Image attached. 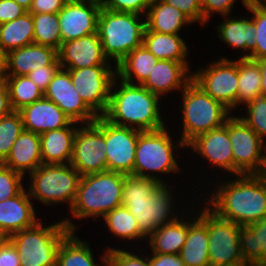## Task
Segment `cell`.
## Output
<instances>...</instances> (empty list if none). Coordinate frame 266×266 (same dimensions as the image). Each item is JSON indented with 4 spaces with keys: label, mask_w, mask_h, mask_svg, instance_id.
I'll use <instances>...</instances> for the list:
<instances>
[{
    "label": "cell",
    "mask_w": 266,
    "mask_h": 266,
    "mask_svg": "<svg viewBox=\"0 0 266 266\" xmlns=\"http://www.w3.org/2000/svg\"><path fill=\"white\" fill-rule=\"evenodd\" d=\"M239 177L218 186L208 203L219 217L248 226L266 217V180L261 174Z\"/></svg>",
    "instance_id": "cell-1"
},
{
    "label": "cell",
    "mask_w": 266,
    "mask_h": 266,
    "mask_svg": "<svg viewBox=\"0 0 266 266\" xmlns=\"http://www.w3.org/2000/svg\"><path fill=\"white\" fill-rule=\"evenodd\" d=\"M167 184L157 180L126 175L123 183L122 206L137 220L140 231L149 237L156 229L173 222L172 193Z\"/></svg>",
    "instance_id": "cell-2"
},
{
    "label": "cell",
    "mask_w": 266,
    "mask_h": 266,
    "mask_svg": "<svg viewBox=\"0 0 266 266\" xmlns=\"http://www.w3.org/2000/svg\"><path fill=\"white\" fill-rule=\"evenodd\" d=\"M115 78L108 107L102 117L108 122L122 127L141 131H155L165 127L160 115L158 101L160 96L151 93L140 84H130L121 80L119 89ZM129 124V125H128Z\"/></svg>",
    "instance_id": "cell-3"
},
{
    "label": "cell",
    "mask_w": 266,
    "mask_h": 266,
    "mask_svg": "<svg viewBox=\"0 0 266 266\" xmlns=\"http://www.w3.org/2000/svg\"><path fill=\"white\" fill-rule=\"evenodd\" d=\"M69 219L43 226L39 222L12 234L8 239L15 246L21 266H56L60 243L76 229Z\"/></svg>",
    "instance_id": "cell-4"
},
{
    "label": "cell",
    "mask_w": 266,
    "mask_h": 266,
    "mask_svg": "<svg viewBox=\"0 0 266 266\" xmlns=\"http://www.w3.org/2000/svg\"><path fill=\"white\" fill-rule=\"evenodd\" d=\"M125 177V174L108 170L82 176L70 210L74 217H104L121 206Z\"/></svg>",
    "instance_id": "cell-5"
},
{
    "label": "cell",
    "mask_w": 266,
    "mask_h": 266,
    "mask_svg": "<svg viewBox=\"0 0 266 266\" xmlns=\"http://www.w3.org/2000/svg\"><path fill=\"white\" fill-rule=\"evenodd\" d=\"M139 14L100 9L97 33L105 56L117 65L132 50L143 45L146 21Z\"/></svg>",
    "instance_id": "cell-6"
},
{
    "label": "cell",
    "mask_w": 266,
    "mask_h": 266,
    "mask_svg": "<svg viewBox=\"0 0 266 266\" xmlns=\"http://www.w3.org/2000/svg\"><path fill=\"white\" fill-rule=\"evenodd\" d=\"M182 91L183 132L179 147H187L198 135L225 124L231 113L191 81Z\"/></svg>",
    "instance_id": "cell-7"
},
{
    "label": "cell",
    "mask_w": 266,
    "mask_h": 266,
    "mask_svg": "<svg viewBox=\"0 0 266 266\" xmlns=\"http://www.w3.org/2000/svg\"><path fill=\"white\" fill-rule=\"evenodd\" d=\"M29 175L30 198L48 205L68 201L72 208L82 176L70 163L41 164Z\"/></svg>",
    "instance_id": "cell-8"
},
{
    "label": "cell",
    "mask_w": 266,
    "mask_h": 266,
    "mask_svg": "<svg viewBox=\"0 0 266 266\" xmlns=\"http://www.w3.org/2000/svg\"><path fill=\"white\" fill-rule=\"evenodd\" d=\"M168 133L165 127L139 133L133 176L154 179L165 184V181L163 182L161 178L150 172H179L180 169L173 154L174 148L177 147L172 144Z\"/></svg>",
    "instance_id": "cell-9"
},
{
    "label": "cell",
    "mask_w": 266,
    "mask_h": 266,
    "mask_svg": "<svg viewBox=\"0 0 266 266\" xmlns=\"http://www.w3.org/2000/svg\"><path fill=\"white\" fill-rule=\"evenodd\" d=\"M105 119L102 116L78 128L70 164L81 176L107 171Z\"/></svg>",
    "instance_id": "cell-10"
},
{
    "label": "cell",
    "mask_w": 266,
    "mask_h": 266,
    "mask_svg": "<svg viewBox=\"0 0 266 266\" xmlns=\"http://www.w3.org/2000/svg\"><path fill=\"white\" fill-rule=\"evenodd\" d=\"M228 132L233 152V174H261L266 156L264 141L241 117L228 118Z\"/></svg>",
    "instance_id": "cell-11"
},
{
    "label": "cell",
    "mask_w": 266,
    "mask_h": 266,
    "mask_svg": "<svg viewBox=\"0 0 266 266\" xmlns=\"http://www.w3.org/2000/svg\"><path fill=\"white\" fill-rule=\"evenodd\" d=\"M199 216L208 229L210 266L245 261L240 246L241 226L219 217L209 205Z\"/></svg>",
    "instance_id": "cell-12"
},
{
    "label": "cell",
    "mask_w": 266,
    "mask_h": 266,
    "mask_svg": "<svg viewBox=\"0 0 266 266\" xmlns=\"http://www.w3.org/2000/svg\"><path fill=\"white\" fill-rule=\"evenodd\" d=\"M110 67V65H98L81 69H66L81 99L97 116L105 113L111 88L117 76V69L114 72Z\"/></svg>",
    "instance_id": "cell-13"
},
{
    "label": "cell",
    "mask_w": 266,
    "mask_h": 266,
    "mask_svg": "<svg viewBox=\"0 0 266 266\" xmlns=\"http://www.w3.org/2000/svg\"><path fill=\"white\" fill-rule=\"evenodd\" d=\"M192 81L230 111L237 107L238 60L221 58L192 74Z\"/></svg>",
    "instance_id": "cell-14"
},
{
    "label": "cell",
    "mask_w": 266,
    "mask_h": 266,
    "mask_svg": "<svg viewBox=\"0 0 266 266\" xmlns=\"http://www.w3.org/2000/svg\"><path fill=\"white\" fill-rule=\"evenodd\" d=\"M141 130L114 125L105 120L107 170L133 175L138 136Z\"/></svg>",
    "instance_id": "cell-15"
},
{
    "label": "cell",
    "mask_w": 266,
    "mask_h": 266,
    "mask_svg": "<svg viewBox=\"0 0 266 266\" xmlns=\"http://www.w3.org/2000/svg\"><path fill=\"white\" fill-rule=\"evenodd\" d=\"M101 2L68 0L58 12L61 44L97 32Z\"/></svg>",
    "instance_id": "cell-16"
},
{
    "label": "cell",
    "mask_w": 266,
    "mask_h": 266,
    "mask_svg": "<svg viewBox=\"0 0 266 266\" xmlns=\"http://www.w3.org/2000/svg\"><path fill=\"white\" fill-rule=\"evenodd\" d=\"M72 121L93 123L98 116L85 104L74 87L68 70L60 68L44 92Z\"/></svg>",
    "instance_id": "cell-17"
},
{
    "label": "cell",
    "mask_w": 266,
    "mask_h": 266,
    "mask_svg": "<svg viewBox=\"0 0 266 266\" xmlns=\"http://www.w3.org/2000/svg\"><path fill=\"white\" fill-rule=\"evenodd\" d=\"M58 60L63 69H81L110 63L97 32L62 43L58 49Z\"/></svg>",
    "instance_id": "cell-18"
},
{
    "label": "cell",
    "mask_w": 266,
    "mask_h": 266,
    "mask_svg": "<svg viewBox=\"0 0 266 266\" xmlns=\"http://www.w3.org/2000/svg\"><path fill=\"white\" fill-rule=\"evenodd\" d=\"M187 147L205 159L233 174V152L228 132V119L216 129L198 135Z\"/></svg>",
    "instance_id": "cell-19"
},
{
    "label": "cell",
    "mask_w": 266,
    "mask_h": 266,
    "mask_svg": "<svg viewBox=\"0 0 266 266\" xmlns=\"http://www.w3.org/2000/svg\"><path fill=\"white\" fill-rule=\"evenodd\" d=\"M18 112L24 130L37 134L67 127L73 122L53 101L45 97L21 108Z\"/></svg>",
    "instance_id": "cell-20"
},
{
    "label": "cell",
    "mask_w": 266,
    "mask_h": 266,
    "mask_svg": "<svg viewBox=\"0 0 266 266\" xmlns=\"http://www.w3.org/2000/svg\"><path fill=\"white\" fill-rule=\"evenodd\" d=\"M188 71L189 65L183 62L158 60L141 85L158 96L179 88L183 90L192 81L193 72Z\"/></svg>",
    "instance_id": "cell-21"
},
{
    "label": "cell",
    "mask_w": 266,
    "mask_h": 266,
    "mask_svg": "<svg viewBox=\"0 0 266 266\" xmlns=\"http://www.w3.org/2000/svg\"><path fill=\"white\" fill-rule=\"evenodd\" d=\"M30 199L23 189L17 196L0 202V232L7 238L38 223Z\"/></svg>",
    "instance_id": "cell-22"
},
{
    "label": "cell",
    "mask_w": 266,
    "mask_h": 266,
    "mask_svg": "<svg viewBox=\"0 0 266 266\" xmlns=\"http://www.w3.org/2000/svg\"><path fill=\"white\" fill-rule=\"evenodd\" d=\"M58 50L37 44L13 49L7 53L6 76H27L31 71L53 64Z\"/></svg>",
    "instance_id": "cell-23"
},
{
    "label": "cell",
    "mask_w": 266,
    "mask_h": 266,
    "mask_svg": "<svg viewBox=\"0 0 266 266\" xmlns=\"http://www.w3.org/2000/svg\"><path fill=\"white\" fill-rule=\"evenodd\" d=\"M15 172L32 173L42 162L40 134L23 130L14 142L10 154L2 163Z\"/></svg>",
    "instance_id": "cell-24"
},
{
    "label": "cell",
    "mask_w": 266,
    "mask_h": 266,
    "mask_svg": "<svg viewBox=\"0 0 266 266\" xmlns=\"http://www.w3.org/2000/svg\"><path fill=\"white\" fill-rule=\"evenodd\" d=\"M73 121L69 126L50 130L40 134L41 156L43 164H67L73 155V141L77 127ZM66 161V162H65Z\"/></svg>",
    "instance_id": "cell-25"
},
{
    "label": "cell",
    "mask_w": 266,
    "mask_h": 266,
    "mask_svg": "<svg viewBox=\"0 0 266 266\" xmlns=\"http://www.w3.org/2000/svg\"><path fill=\"white\" fill-rule=\"evenodd\" d=\"M145 16L146 27L163 34H178L185 24L193 23L183 12L162 0H151Z\"/></svg>",
    "instance_id": "cell-26"
},
{
    "label": "cell",
    "mask_w": 266,
    "mask_h": 266,
    "mask_svg": "<svg viewBox=\"0 0 266 266\" xmlns=\"http://www.w3.org/2000/svg\"><path fill=\"white\" fill-rule=\"evenodd\" d=\"M188 221V233L180 257L185 266H210L207 226L198 218Z\"/></svg>",
    "instance_id": "cell-27"
},
{
    "label": "cell",
    "mask_w": 266,
    "mask_h": 266,
    "mask_svg": "<svg viewBox=\"0 0 266 266\" xmlns=\"http://www.w3.org/2000/svg\"><path fill=\"white\" fill-rule=\"evenodd\" d=\"M143 45L153 53L158 60H172L188 64L186 56L188 46L179 34H163L150 31L147 27L144 31ZM186 60V61H185Z\"/></svg>",
    "instance_id": "cell-28"
},
{
    "label": "cell",
    "mask_w": 266,
    "mask_h": 266,
    "mask_svg": "<svg viewBox=\"0 0 266 266\" xmlns=\"http://www.w3.org/2000/svg\"><path fill=\"white\" fill-rule=\"evenodd\" d=\"M225 22L218 25V36L220 40L227 43V45L236 47L237 49H243L244 51H249V54H244L241 58H247L255 50V31L256 26L252 19L244 18H231L227 15ZM228 19V20H227Z\"/></svg>",
    "instance_id": "cell-29"
},
{
    "label": "cell",
    "mask_w": 266,
    "mask_h": 266,
    "mask_svg": "<svg viewBox=\"0 0 266 266\" xmlns=\"http://www.w3.org/2000/svg\"><path fill=\"white\" fill-rule=\"evenodd\" d=\"M158 62L157 57L144 45L132 50L121 62L115 65L119 80L130 84H142ZM133 75L137 83L133 82Z\"/></svg>",
    "instance_id": "cell-30"
},
{
    "label": "cell",
    "mask_w": 266,
    "mask_h": 266,
    "mask_svg": "<svg viewBox=\"0 0 266 266\" xmlns=\"http://www.w3.org/2000/svg\"><path fill=\"white\" fill-rule=\"evenodd\" d=\"M178 218L156 229L148 241L152 253L180 254L188 233V222Z\"/></svg>",
    "instance_id": "cell-31"
},
{
    "label": "cell",
    "mask_w": 266,
    "mask_h": 266,
    "mask_svg": "<svg viewBox=\"0 0 266 266\" xmlns=\"http://www.w3.org/2000/svg\"><path fill=\"white\" fill-rule=\"evenodd\" d=\"M240 246L246 262L266 265V217L240 227Z\"/></svg>",
    "instance_id": "cell-32"
},
{
    "label": "cell",
    "mask_w": 266,
    "mask_h": 266,
    "mask_svg": "<svg viewBox=\"0 0 266 266\" xmlns=\"http://www.w3.org/2000/svg\"><path fill=\"white\" fill-rule=\"evenodd\" d=\"M33 43L34 23L32 13L26 12L13 21L0 24V46L6 53Z\"/></svg>",
    "instance_id": "cell-33"
},
{
    "label": "cell",
    "mask_w": 266,
    "mask_h": 266,
    "mask_svg": "<svg viewBox=\"0 0 266 266\" xmlns=\"http://www.w3.org/2000/svg\"><path fill=\"white\" fill-rule=\"evenodd\" d=\"M89 244L70 231L59 247L56 266H104L96 265Z\"/></svg>",
    "instance_id": "cell-34"
},
{
    "label": "cell",
    "mask_w": 266,
    "mask_h": 266,
    "mask_svg": "<svg viewBox=\"0 0 266 266\" xmlns=\"http://www.w3.org/2000/svg\"><path fill=\"white\" fill-rule=\"evenodd\" d=\"M261 92V73L255 60L248 58L238 59V92L237 106L241 103L248 104Z\"/></svg>",
    "instance_id": "cell-35"
},
{
    "label": "cell",
    "mask_w": 266,
    "mask_h": 266,
    "mask_svg": "<svg viewBox=\"0 0 266 266\" xmlns=\"http://www.w3.org/2000/svg\"><path fill=\"white\" fill-rule=\"evenodd\" d=\"M13 111L44 97V92L28 76H5Z\"/></svg>",
    "instance_id": "cell-36"
},
{
    "label": "cell",
    "mask_w": 266,
    "mask_h": 266,
    "mask_svg": "<svg viewBox=\"0 0 266 266\" xmlns=\"http://www.w3.org/2000/svg\"><path fill=\"white\" fill-rule=\"evenodd\" d=\"M103 218L111 233L117 237L128 240L144 238L145 240L146 236L140 231L137 220L126 207L122 205L116 207Z\"/></svg>",
    "instance_id": "cell-37"
},
{
    "label": "cell",
    "mask_w": 266,
    "mask_h": 266,
    "mask_svg": "<svg viewBox=\"0 0 266 266\" xmlns=\"http://www.w3.org/2000/svg\"><path fill=\"white\" fill-rule=\"evenodd\" d=\"M32 19L34 23V44L58 50L61 45L58 13L32 14Z\"/></svg>",
    "instance_id": "cell-38"
},
{
    "label": "cell",
    "mask_w": 266,
    "mask_h": 266,
    "mask_svg": "<svg viewBox=\"0 0 266 266\" xmlns=\"http://www.w3.org/2000/svg\"><path fill=\"white\" fill-rule=\"evenodd\" d=\"M24 130L21 115L18 111L0 118V163L10 154L14 142Z\"/></svg>",
    "instance_id": "cell-39"
},
{
    "label": "cell",
    "mask_w": 266,
    "mask_h": 266,
    "mask_svg": "<svg viewBox=\"0 0 266 266\" xmlns=\"http://www.w3.org/2000/svg\"><path fill=\"white\" fill-rule=\"evenodd\" d=\"M253 13V23L256 26L255 31V50L250 53L248 59L257 60L266 57V10H263L254 1H251L246 7Z\"/></svg>",
    "instance_id": "cell-40"
},
{
    "label": "cell",
    "mask_w": 266,
    "mask_h": 266,
    "mask_svg": "<svg viewBox=\"0 0 266 266\" xmlns=\"http://www.w3.org/2000/svg\"><path fill=\"white\" fill-rule=\"evenodd\" d=\"M247 116L242 120L262 139L266 137V98L259 96L246 104Z\"/></svg>",
    "instance_id": "cell-41"
},
{
    "label": "cell",
    "mask_w": 266,
    "mask_h": 266,
    "mask_svg": "<svg viewBox=\"0 0 266 266\" xmlns=\"http://www.w3.org/2000/svg\"><path fill=\"white\" fill-rule=\"evenodd\" d=\"M23 175L0 163V202L17 196L24 187Z\"/></svg>",
    "instance_id": "cell-42"
},
{
    "label": "cell",
    "mask_w": 266,
    "mask_h": 266,
    "mask_svg": "<svg viewBox=\"0 0 266 266\" xmlns=\"http://www.w3.org/2000/svg\"><path fill=\"white\" fill-rule=\"evenodd\" d=\"M102 258L105 266H150L149 256L140 258L123 249L110 248Z\"/></svg>",
    "instance_id": "cell-43"
},
{
    "label": "cell",
    "mask_w": 266,
    "mask_h": 266,
    "mask_svg": "<svg viewBox=\"0 0 266 266\" xmlns=\"http://www.w3.org/2000/svg\"><path fill=\"white\" fill-rule=\"evenodd\" d=\"M151 0H102L101 7L110 11L141 14L148 11Z\"/></svg>",
    "instance_id": "cell-44"
},
{
    "label": "cell",
    "mask_w": 266,
    "mask_h": 266,
    "mask_svg": "<svg viewBox=\"0 0 266 266\" xmlns=\"http://www.w3.org/2000/svg\"><path fill=\"white\" fill-rule=\"evenodd\" d=\"M202 2V14L203 24L208 23L211 13H220L222 16L229 15L231 13L232 6L236 2L235 0H201ZM245 7L251 2V0H242Z\"/></svg>",
    "instance_id": "cell-45"
},
{
    "label": "cell",
    "mask_w": 266,
    "mask_h": 266,
    "mask_svg": "<svg viewBox=\"0 0 266 266\" xmlns=\"http://www.w3.org/2000/svg\"><path fill=\"white\" fill-rule=\"evenodd\" d=\"M181 12H183L193 23L203 24L202 2L201 0H162Z\"/></svg>",
    "instance_id": "cell-46"
},
{
    "label": "cell",
    "mask_w": 266,
    "mask_h": 266,
    "mask_svg": "<svg viewBox=\"0 0 266 266\" xmlns=\"http://www.w3.org/2000/svg\"><path fill=\"white\" fill-rule=\"evenodd\" d=\"M61 68L57 59L53 64L31 71L27 76L43 91L47 89L54 75Z\"/></svg>",
    "instance_id": "cell-47"
},
{
    "label": "cell",
    "mask_w": 266,
    "mask_h": 266,
    "mask_svg": "<svg viewBox=\"0 0 266 266\" xmlns=\"http://www.w3.org/2000/svg\"><path fill=\"white\" fill-rule=\"evenodd\" d=\"M28 12L14 0H0V24L13 21Z\"/></svg>",
    "instance_id": "cell-48"
},
{
    "label": "cell",
    "mask_w": 266,
    "mask_h": 266,
    "mask_svg": "<svg viewBox=\"0 0 266 266\" xmlns=\"http://www.w3.org/2000/svg\"><path fill=\"white\" fill-rule=\"evenodd\" d=\"M68 0H33L29 13H58Z\"/></svg>",
    "instance_id": "cell-49"
},
{
    "label": "cell",
    "mask_w": 266,
    "mask_h": 266,
    "mask_svg": "<svg viewBox=\"0 0 266 266\" xmlns=\"http://www.w3.org/2000/svg\"><path fill=\"white\" fill-rule=\"evenodd\" d=\"M0 266H21L18 252L8 238L0 246Z\"/></svg>",
    "instance_id": "cell-50"
},
{
    "label": "cell",
    "mask_w": 266,
    "mask_h": 266,
    "mask_svg": "<svg viewBox=\"0 0 266 266\" xmlns=\"http://www.w3.org/2000/svg\"><path fill=\"white\" fill-rule=\"evenodd\" d=\"M150 266H185L179 254L153 253L149 258Z\"/></svg>",
    "instance_id": "cell-51"
},
{
    "label": "cell",
    "mask_w": 266,
    "mask_h": 266,
    "mask_svg": "<svg viewBox=\"0 0 266 266\" xmlns=\"http://www.w3.org/2000/svg\"><path fill=\"white\" fill-rule=\"evenodd\" d=\"M13 111L10 104L9 90L5 77L0 78V118Z\"/></svg>",
    "instance_id": "cell-52"
},
{
    "label": "cell",
    "mask_w": 266,
    "mask_h": 266,
    "mask_svg": "<svg viewBox=\"0 0 266 266\" xmlns=\"http://www.w3.org/2000/svg\"><path fill=\"white\" fill-rule=\"evenodd\" d=\"M259 65L261 73V92L260 96L266 98V57L255 60Z\"/></svg>",
    "instance_id": "cell-53"
},
{
    "label": "cell",
    "mask_w": 266,
    "mask_h": 266,
    "mask_svg": "<svg viewBox=\"0 0 266 266\" xmlns=\"http://www.w3.org/2000/svg\"><path fill=\"white\" fill-rule=\"evenodd\" d=\"M7 72V53L0 46V78L6 76Z\"/></svg>",
    "instance_id": "cell-54"
},
{
    "label": "cell",
    "mask_w": 266,
    "mask_h": 266,
    "mask_svg": "<svg viewBox=\"0 0 266 266\" xmlns=\"http://www.w3.org/2000/svg\"><path fill=\"white\" fill-rule=\"evenodd\" d=\"M27 11L31 8L33 0H14Z\"/></svg>",
    "instance_id": "cell-55"
},
{
    "label": "cell",
    "mask_w": 266,
    "mask_h": 266,
    "mask_svg": "<svg viewBox=\"0 0 266 266\" xmlns=\"http://www.w3.org/2000/svg\"><path fill=\"white\" fill-rule=\"evenodd\" d=\"M253 264L246 262V261H242V262H235V263H226L223 265H216V266H252Z\"/></svg>",
    "instance_id": "cell-56"
},
{
    "label": "cell",
    "mask_w": 266,
    "mask_h": 266,
    "mask_svg": "<svg viewBox=\"0 0 266 266\" xmlns=\"http://www.w3.org/2000/svg\"><path fill=\"white\" fill-rule=\"evenodd\" d=\"M263 10H266V0H253Z\"/></svg>",
    "instance_id": "cell-57"
},
{
    "label": "cell",
    "mask_w": 266,
    "mask_h": 266,
    "mask_svg": "<svg viewBox=\"0 0 266 266\" xmlns=\"http://www.w3.org/2000/svg\"><path fill=\"white\" fill-rule=\"evenodd\" d=\"M261 175L266 180V156H265L264 168H263V171H262Z\"/></svg>",
    "instance_id": "cell-58"
},
{
    "label": "cell",
    "mask_w": 266,
    "mask_h": 266,
    "mask_svg": "<svg viewBox=\"0 0 266 266\" xmlns=\"http://www.w3.org/2000/svg\"><path fill=\"white\" fill-rule=\"evenodd\" d=\"M7 239V237L0 232V246L4 243V241Z\"/></svg>",
    "instance_id": "cell-59"
},
{
    "label": "cell",
    "mask_w": 266,
    "mask_h": 266,
    "mask_svg": "<svg viewBox=\"0 0 266 266\" xmlns=\"http://www.w3.org/2000/svg\"><path fill=\"white\" fill-rule=\"evenodd\" d=\"M80 1H92V2H101L102 0H80Z\"/></svg>",
    "instance_id": "cell-60"
},
{
    "label": "cell",
    "mask_w": 266,
    "mask_h": 266,
    "mask_svg": "<svg viewBox=\"0 0 266 266\" xmlns=\"http://www.w3.org/2000/svg\"><path fill=\"white\" fill-rule=\"evenodd\" d=\"M252 266H266V265H263V264H255V265H252Z\"/></svg>",
    "instance_id": "cell-61"
}]
</instances>
